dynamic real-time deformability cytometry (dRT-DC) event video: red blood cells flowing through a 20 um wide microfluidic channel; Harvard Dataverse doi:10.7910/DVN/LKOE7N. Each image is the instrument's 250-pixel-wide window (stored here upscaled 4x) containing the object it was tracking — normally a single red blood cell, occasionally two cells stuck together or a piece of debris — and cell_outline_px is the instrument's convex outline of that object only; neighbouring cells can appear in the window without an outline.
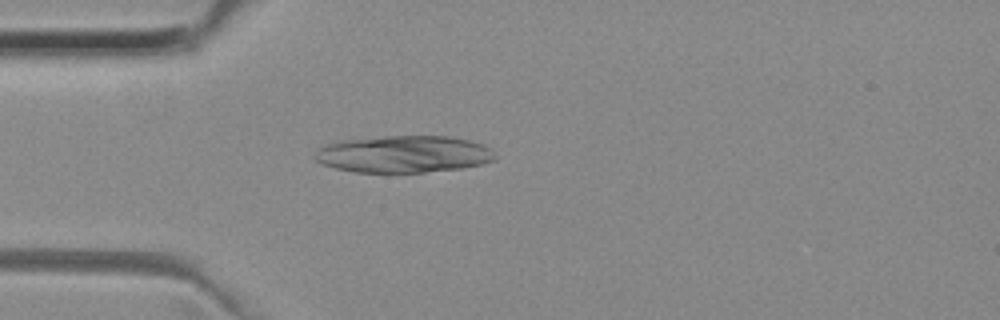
{"species": "common noctule bat (a hibernating species)", "species_latin": "Nyctalus noctula", "temperature_condition": "room temperature", "stored_images_in_passage": 3, "camera_frame_rate_fps": 3000, "um_per_image_px": 0.085, "animal": {"sex": "female", "body_mass_g": 29.2, "forearm_length_mm": 56.3}, "frame": {"image": 1, "passage_image": 3, "time_ms": 0.667, "image_size_px": [1000, 320], "cell_outline_px": [[496, 160], [480, 164], [460, 168], [424, 172], [356, 172], [336, 168], [324, 164], [316, 160], [312, 156], [324, 144], [340, 140], [384, 136], [448, 136], [468, 140], [484, 144], [496, 156]], "centroid_in_image_um": [34.29, 13.09], "position_along_channel_um": 50.7, "area_um2": 38.78}}